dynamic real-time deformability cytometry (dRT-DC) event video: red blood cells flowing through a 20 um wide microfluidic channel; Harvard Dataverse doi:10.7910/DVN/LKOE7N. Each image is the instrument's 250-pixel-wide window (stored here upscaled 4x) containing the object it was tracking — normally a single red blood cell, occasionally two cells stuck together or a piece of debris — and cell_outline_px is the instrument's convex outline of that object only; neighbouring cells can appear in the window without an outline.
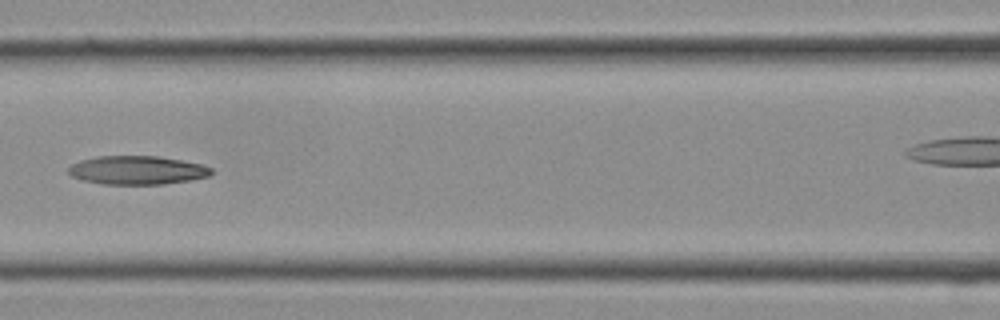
{"species": "Egyptian fruit bat (a non-hibernating species)", "species_latin": "Rousettus aegyptiacus", "temperature_condition": "cold", "stored_images_in_passage": 14, "segment_of_instrument_passage": [1, 2], "camera_frame_rate_fps": 3000, "um_per_image_px": 0.085, "frame": {"image": 1, "passage_image": 12, "time_ms": 3.667, "image_size_px": [1000, 320], "cell_outline_px": [[212, 172], [208, 176], [188, 180], [164, 184], [104, 184], [84, 180], [72, 176], [68, 172], [68, 168], [72, 164], [80, 160], [96, 156], [160, 156], [200, 164], [212, 168]], "centroid_in_image_um": [11.63, 14.46], "position_along_channel_um": 155.0, "area_um2": 23.64}}